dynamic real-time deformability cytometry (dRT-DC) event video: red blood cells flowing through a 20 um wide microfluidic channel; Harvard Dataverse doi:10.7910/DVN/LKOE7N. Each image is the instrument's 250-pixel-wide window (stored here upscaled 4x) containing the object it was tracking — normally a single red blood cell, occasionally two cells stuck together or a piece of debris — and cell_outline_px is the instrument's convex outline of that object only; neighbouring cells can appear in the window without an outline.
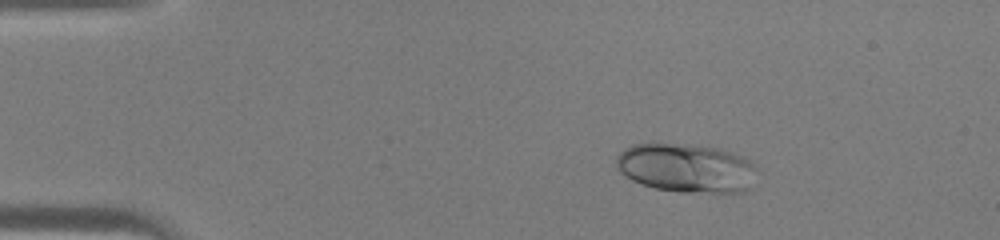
{"species": "human", "species_latin": "Homo sapiens", "temperature_condition": "warm", "stored_images_in_passage": 39, "camera_frame_rate_fps": 3000, "um_per_image_px": 0.085, "donor": {"sex": "male"}, "frame": {"image": 1, "passage_image": 2, "time_ms": 0.333, "image_size_px": [1000, 240], "cell_outline_px": [[760, 172], [752, 188], [744, 192], [680, 192], [656, 188], [640, 184], [624, 176], [616, 168], [616, 156], [624, 148], [632, 144], [692, 144], [720, 148], [744, 156], [752, 160], [756, 164]], "centroid_in_image_um": [58.43, 14.28], "position_along_channel_um": 26.6, "area_um2": 41.15}}
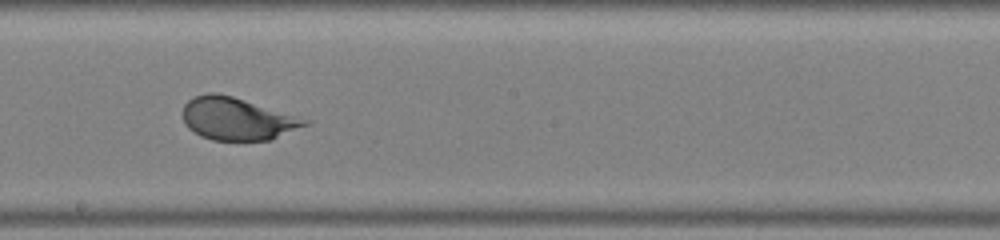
{"frame": {"image": 2, "passage_image": 20, "time_ms": 6.333, "image_size_px": [1000, 240], "cell_outline_px": [[312, 120], [308, 124], [272, 140], [212, 140], [200, 136], [188, 128], [184, 124], [184, 104], [192, 96], [208, 92], [216, 92], [232, 96]], "centroid_in_image_um": [20.15, 10.09], "position_along_channel_um": 228.0, "area_um2": 30.35}}
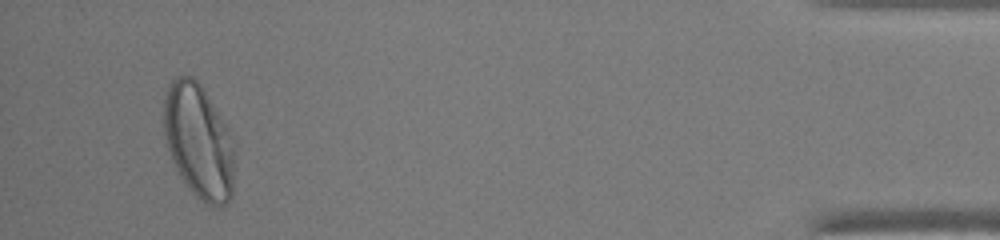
{"frame": {"image": 3, "passage_image": 37, "time_ms": 12.0, "image_size_px": [1000, 240], "cell_outline_px": [[236, 144], [232, 196], [220, 208], [212, 208], [200, 200], [192, 192], [180, 176], [172, 160], [164, 136], [164, 96], [168, 84], [176, 76], [192, 76], [200, 84], [228, 128]], "centroid_in_image_um": [16.91, 12.04], "position_along_channel_um": 418.3, "area_um2": 47.74}}